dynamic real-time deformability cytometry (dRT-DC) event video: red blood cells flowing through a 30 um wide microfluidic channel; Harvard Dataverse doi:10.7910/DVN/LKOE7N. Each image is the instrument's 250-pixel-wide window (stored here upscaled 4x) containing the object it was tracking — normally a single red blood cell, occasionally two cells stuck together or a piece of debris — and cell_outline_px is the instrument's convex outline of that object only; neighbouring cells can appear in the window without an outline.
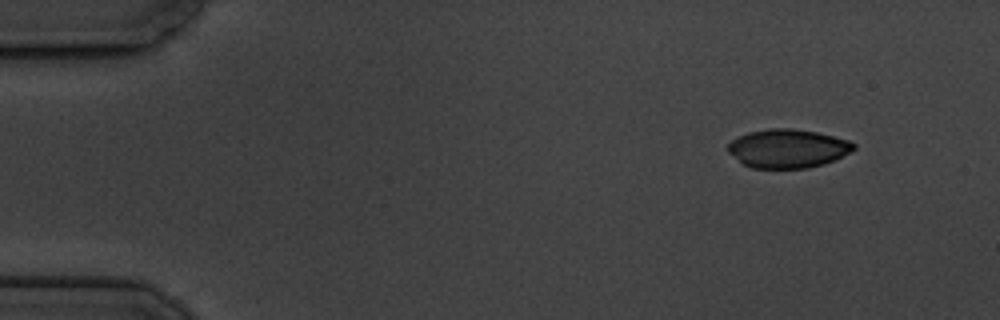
{"species": "common noctule bat (a hibernating species)", "species_latin": "Nyctalus noctula", "temperature_condition": "cold", "stored_images_in_passage": 4, "camera_frame_rate_fps": 3000, "um_per_image_px": 0.085, "animal": {"sex": "male", "body_mass_g": 19.5, "forearm_length_mm": 54.6}, "frame": {"image": 1, "passage_image": 1, "time_ms": 0.0, "image_size_px": [1000, 320], "cell_outline_px": [[856, 148], [824, 164], [808, 168], [752, 168], [744, 164], [728, 152], [728, 144], [736, 136], [748, 132], [768, 128], [792, 128], [816, 132], [848, 140], [856, 144]], "centroid_in_image_um": [66.92, 12.61], "position_along_channel_um": 18.1, "area_um2": 28.21}}
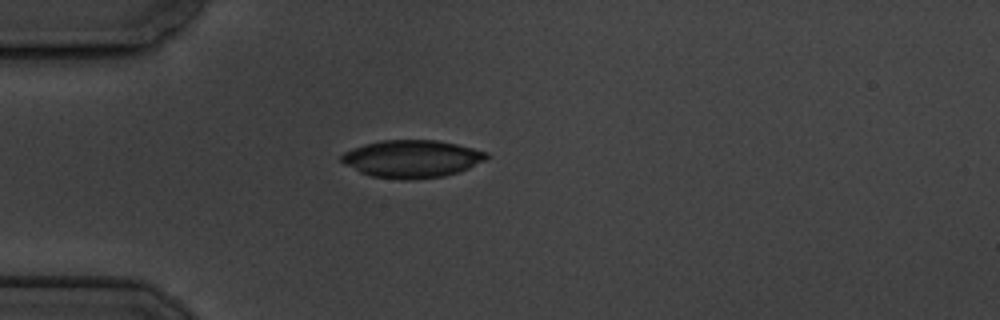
{"frame": {"image": 2, "passage_image": 4, "time_ms": 3.333, "image_size_px": [1000, 320], "cell_outline_px": [[488, 156], [484, 160], [468, 168], [444, 176], [412, 180], [400, 180], [372, 176], [360, 172], [344, 164], [340, 160], [340, 156], [344, 152], [352, 148], [364, 144], [380, 140], [436, 140], [456, 144], [488, 152]], "centroid_in_image_um": [34.97, 13.5], "position_along_channel_um": 50.0, "area_um2": 31.73}}